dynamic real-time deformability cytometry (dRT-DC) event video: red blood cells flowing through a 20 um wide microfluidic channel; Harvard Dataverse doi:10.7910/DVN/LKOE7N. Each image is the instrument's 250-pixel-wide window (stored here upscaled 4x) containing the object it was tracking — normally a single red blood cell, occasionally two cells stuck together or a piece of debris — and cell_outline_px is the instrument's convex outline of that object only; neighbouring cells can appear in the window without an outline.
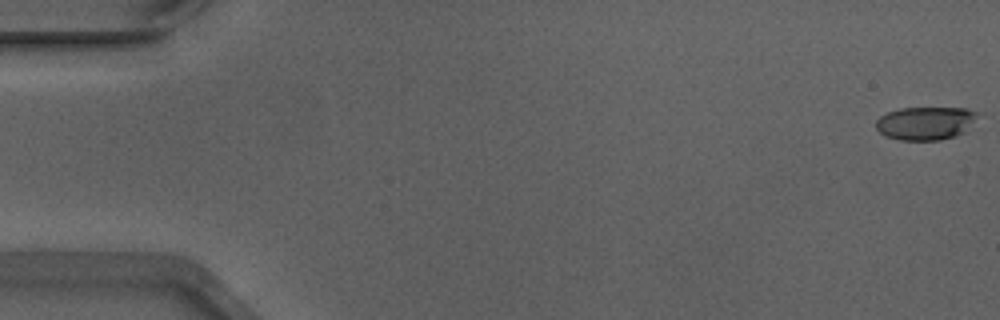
{"species": "Egyptian fruit bat (a non-hibernating species)", "species_latin": "Rousettus aegyptiacus", "temperature_condition": "warm", "stored_images_in_passage": 54, "camera_frame_rate_fps": 3000, "um_per_image_px": 0.085, "animal": {"sex": "male"}, "frame": {"image": 1, "passage_image": 1, "time_ms": 0.0, "image_size_px": [1000, 320], "cell_outline_px": [[976, 112], [972, 120], [964, 132], [940, 140], [900, 140], [888, 136], [880, 132], [876, 128], [876, 120], [880, 116], [888, 112], [900, 108], [968, 108]], "centroid_in_image_um": [78.6, 10.46], "position_along_channel_um": 6.4, "area_um2": 19.19}}
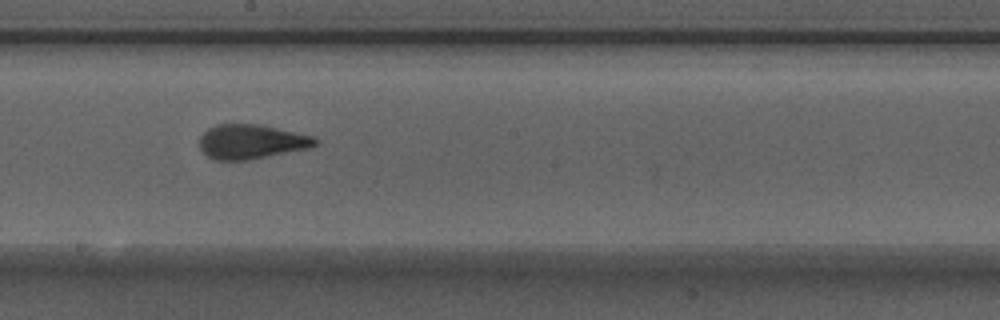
{"frame": {"image": 2, "passage_image": 30, "time_ms": 9.667, "image_size_px": [1000, 320], "cell_outline_px": [[320, 140], [316, 144], [308, 148], [244, 160], [216, 160], [208, 156], [200, 148], [200, 136], [208, 128], [216, 124], [256, 124], [316, 136]], "centroid_in_image_um": [21.36, 12.03], "position_along_channel_um": 226.8, "area_um2": 22.95}}
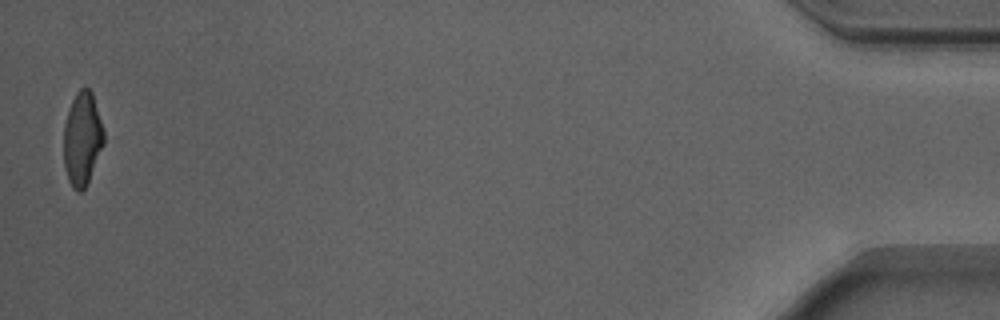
{"frame": {"image": 3, "passage_image": 53, "time_ms": 17.333, "image_size_px": [1000, 320], "cell_outline_px": [[104, 144], [88, 184], [80, 192], [76, 192], [72, 188], [68, 180], [64, 168], [64, 124], [72, 100], [76, 92], [84, 84], [92, 92], [104, 132]], "centroid_in_image_um": [6.99, 11.82], "position_along_channel_um": 428.2, "area_um2": 22.08}, "authors_computed_cell_mechanics": {"area_um2": 22.4842, "velocity_mm_per_s": 3.8959, "shape_relaxation_time_tau1_ms": 3.7261, "shape_relaxation_time_tau2_ms": 1.0633, "deformation_change_tau1": 0.1652, "deformation_change_tau2": 0.0994}}